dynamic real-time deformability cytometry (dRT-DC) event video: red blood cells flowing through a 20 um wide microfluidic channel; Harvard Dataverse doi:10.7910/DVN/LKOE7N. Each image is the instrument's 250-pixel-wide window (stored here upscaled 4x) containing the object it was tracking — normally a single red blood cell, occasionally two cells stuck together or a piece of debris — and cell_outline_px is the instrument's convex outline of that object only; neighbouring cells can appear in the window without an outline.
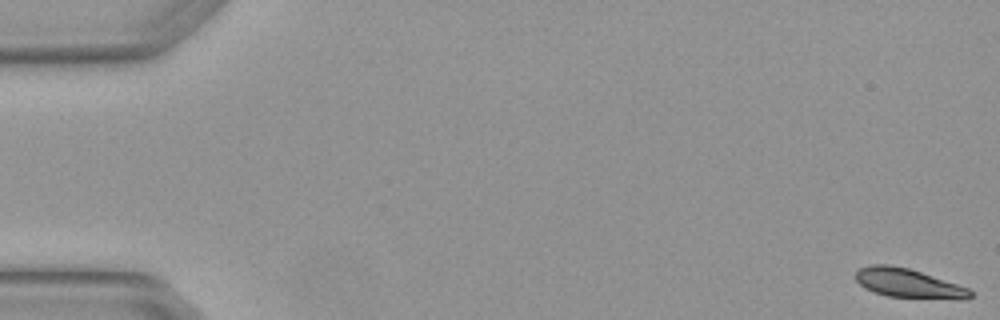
{"species": "Egyptian fruit bat (a non-hibernating species)", "species_latin": "Rousettus aegyptiacus", "temperature_condition": "warm", "stored_images_in_passage": 6, "camera_frame_rate_fps": 3000, "um_per_image_px": 0.085, "animal": {"sex": "female"}, "frame": {"image": 1, "passage_image": 1, "time_ms": 0.0, "image_size_px": [1000, 320], "cell_outline_px": [[972, 296], [964, 300], [960, 300], [888, 296], [872, 292], [864, 288], [856, 280], [856, 272], [860, 268], [872, 264], [888, 264], [908, 268], [968, 288], [972, 292]], "centroid_in_image_um": [77.2, 24.09], "position_along_channel_um": 7.8, "area_um2": 19.36}}
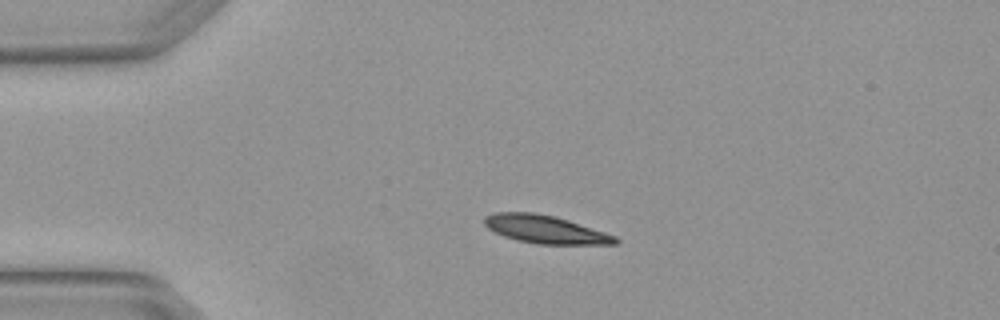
{"frame": {"image": 2, "passage_image": 4, "time_ms": 1.0, "image_size_px": [1000, 320], "cell_outline_px": [[620, 240], [616, 244], [536, 244], [516, 240], [504, 236], [488, 228], [484, 224], [484, 216], [496, 212], [532, 212], [556, 216], [616, 236]], "centroid_in_image_um": [46.34, 19.49], "position_along_channel_um": 38.7, "area_um2": 21.33}}
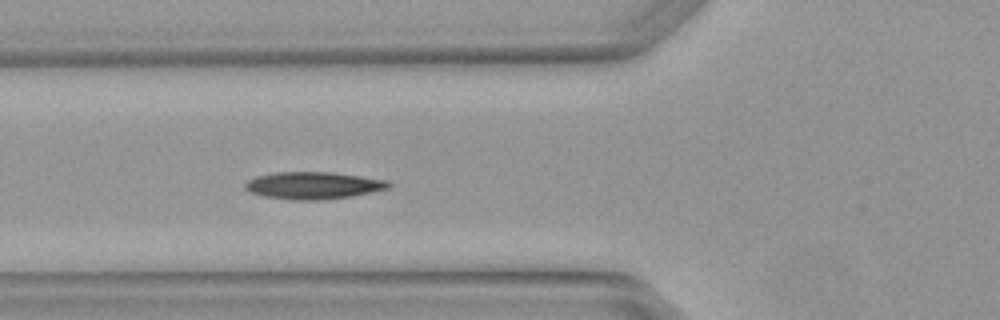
{"frame": {"image": 3, "passage_image": 6, "time_ms": 1.667, "image_size_px": [1000, 320], "cell_outline_px": [[392, 184], [388, 188], [352, 196], [320, 200], [292, 200], [264, 196], [252, 192], [244, 188], [244, 184], [248, 180], [256, 176], [276, 172], [332, 172], [388, 180]], "centroid_in_image_um": [26.62, 15.76], "position_along_channel_um": 99.2, "area_um2": 22.66}}